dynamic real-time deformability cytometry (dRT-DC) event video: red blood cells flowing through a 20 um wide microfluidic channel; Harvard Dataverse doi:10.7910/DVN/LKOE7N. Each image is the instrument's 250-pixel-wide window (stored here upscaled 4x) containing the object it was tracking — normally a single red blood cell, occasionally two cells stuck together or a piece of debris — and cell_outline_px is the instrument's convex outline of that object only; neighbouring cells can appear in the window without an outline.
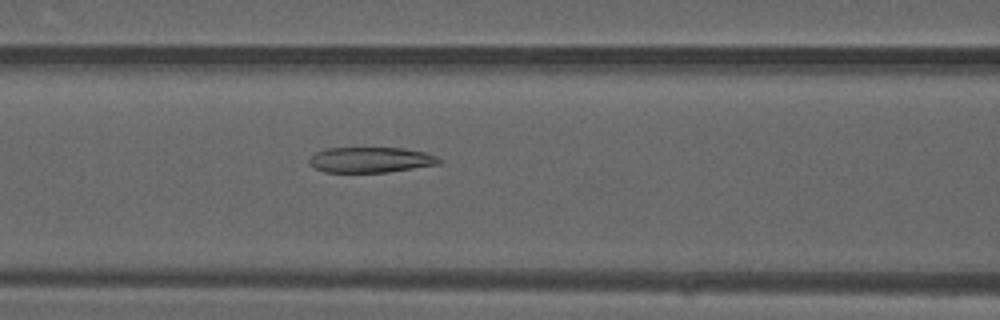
{"species": "common noctule bat (a hibernating species)", "species_latin": "Nyctalus noctula", "temperature_condition": "warm", "stored_images_in_passage": 46, "camera_frame_rate_fps": 3000, "um_per_image_px": 0.085, "animal": {"sex": "male", "forearm_length_mm": 52.5}, "frame": {"image": 1, "passage_image": 18, "time_ms": 5.667, "image_size_px": [1000, 320], "cell_outline_px": [[444, 160], [440, 164], [388, 172], [324, 172], [308, 164], [308, 160], [316, 152], [328, 148], [404, 148], [424, 152], [436, 156]], "centroid_in_image_um": [31.53, 13.59], "position_along_channel_um": 135.1, "area_um2": 19.31}}
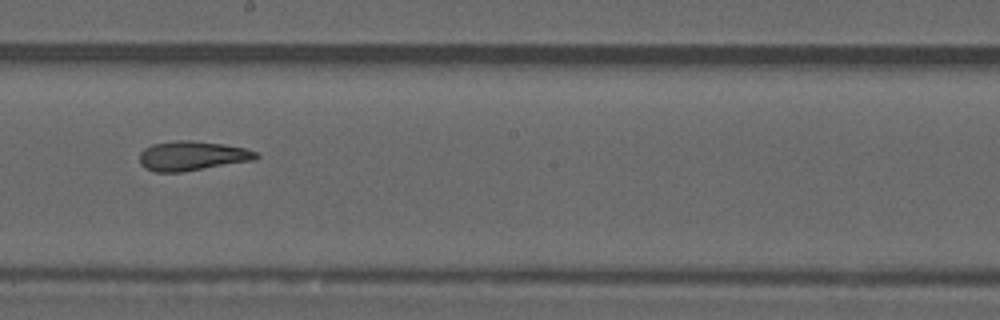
{"frame": {"image": 2, "passage_image": 25, "time_ms": 8.0, "image_size_px": [1000, 320], "cell_outline_px": [[260, 156], [256, 160], [180, 172], [156, 172], [144, 168], [140, 164], [140, 152], [144, 148], [152, 144], [176, 140], [192, 140], [224, 144], [244, 148], [256, 152]], "centroid_in_image_um": [16.32, 13.24], "position_along_channel_um": 231.9, "area_um2": 20.11}}
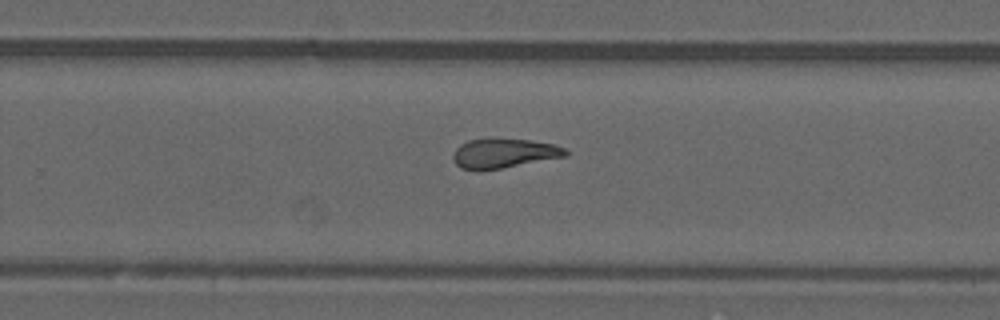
{"frame": {"image": 3, "passage_image": 29, "time_ms": 9.333, "image_size_px": [1000, 320], "cell_outline_px": [[568, 156], [480, 172], [476, 172], [460, 168], [452, 160], [452, 156], [456, 148], [460, 144], [468, 140], [488, 136], [496, 136], [528, 140], [552, 144], [564, 148], [568, 152]], "centroid_in_image_um": [42.75, 13.02], "position_along_channel_um": 287.1, "area_um2": 20.23}, "authors_computed_cell_mechanics": {"area_um2": 20.3456, "velocity_mm_per_s": 4.1472, "shape_relaxation_time_tau1_ms": null, "shape_relaxation_time_tau2_ms": 4.3581, "deformation_change_tau1": null, "deformation_change_tau2": 0.1357}}